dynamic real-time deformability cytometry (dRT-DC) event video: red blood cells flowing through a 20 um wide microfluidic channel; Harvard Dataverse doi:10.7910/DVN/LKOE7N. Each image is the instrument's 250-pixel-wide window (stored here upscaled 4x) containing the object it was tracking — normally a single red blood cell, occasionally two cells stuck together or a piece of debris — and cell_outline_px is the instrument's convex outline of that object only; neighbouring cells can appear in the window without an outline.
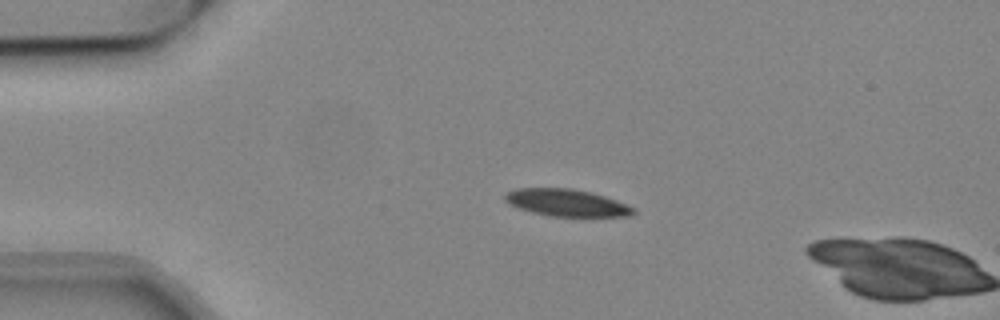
{"species": "common noctule bat (a hibernating species)", "species_latin": "Nyctalus noctula", "temperature_condition": "cold", "stored_images_in_passage": 4, "camera_frame_rate_fps": 3000, "um_per_image_px": 0.085, "animal": {"sex": "male", "body_mass_g": 19.2, "forearm_length_mm": 51.8}, "frame": {"image": 1, "passage_image": 1, "time_ms": 0.0, "image_size_px": [1000, 320], "cell_outline_px": [[636, 212], [632, 216], [552, 216], [532, 212], [520, 208], [504, 200], [504, 196], [508, 192], [516, 188], [572, 188], [592, 192], [616, 200], [636, 208]], "centroid_in_image_um": [48.21, 17.23], "position_along_channel_um": 36.8, "area_um2": 20.17}}